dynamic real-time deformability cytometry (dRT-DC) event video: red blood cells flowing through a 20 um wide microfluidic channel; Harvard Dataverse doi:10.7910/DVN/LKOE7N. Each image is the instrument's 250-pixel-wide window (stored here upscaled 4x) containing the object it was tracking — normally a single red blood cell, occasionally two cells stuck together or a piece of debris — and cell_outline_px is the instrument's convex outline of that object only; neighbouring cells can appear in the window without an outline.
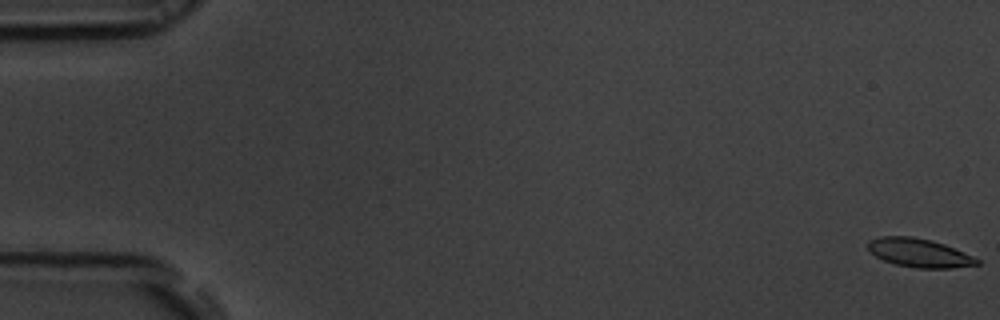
{"species": "common noctule bat (a hibernating species)", "species_latin": "Nyctalus noctula", "temperature_condition": "room temperature", "stored_images_in_passage": 57, "camera_frame_rate_fps": 3000, "um_per_image_px": 0.085, "animal": {"sex": "male", "body_mass_g": 19.5, "forearm_length_mm": 54.6}, "frame": {"image": 1, "passage_image": 1, "time_ms": 0.0, "image_size_px": [1000, 320], "cell_outline_px": [[980, 264], [952, 268], [916, 268], [896, 264], [884, 260], [876, 256], [868, 248], [868, 240], [880, 236], [912, 236], [932, 240], [944, 244], [972, 256], [980, 260]], "centroid_in_image_um": [78.13, 21.48], "position_along_channel_um": 6.9, "area_um2": 18.09}}
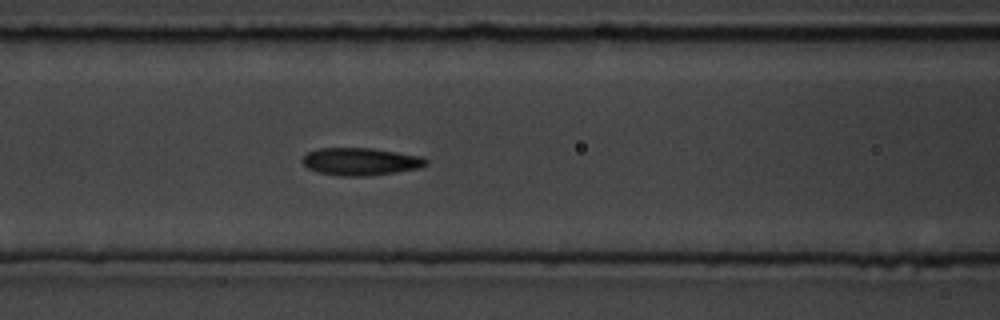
{"frame": {"image": 2, "passage_image": 24, "time_ms": 7.667, "image_size_px": [1000, 320], "cell_outline_px": [[428, 164], [420, 168], [396, 172], [368, 176], [340, 176], [316, 172], [308, 168], [300, 160], [308, 152], [320, 148], [372, 148], [420, 156], [428, 160]], "centroid_in_image_um": [30.64, 13.74], "position_along_channel_um": 136.0, "area_um2": 19.88}}
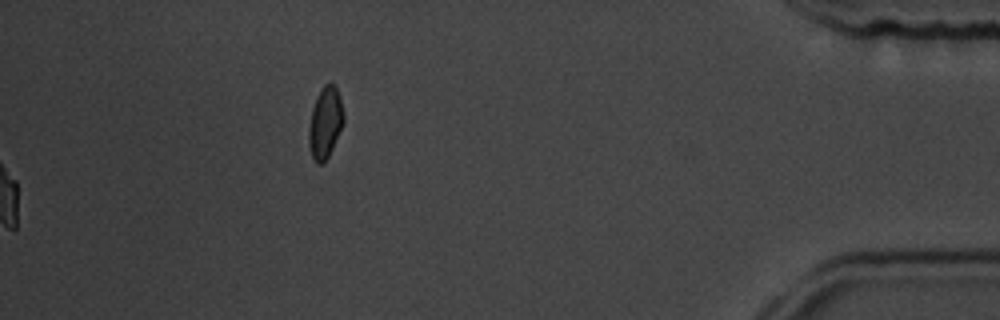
{"frame": {"image": 3, "passage_image": 57, "time_ms": 18.667, "image_size_px": [1000, 320], "cell_outline_px": [[344, 124], [328, 156], [320, 164], [316, 164], [312, 156], [308, 144], [308, 128], [312, 108], [316, 96], [320, 88], [324, 84], [336, 84], [340, 96], [344, 112]], "centroid_in_image_um": [27.64, 10.38], "position_along_channel_um": 407.6, "area_um2": 14.74}, "authors_computed_cell_mechanics": {"area_um2": 19.4208, "velocity_mm_per_s": 3.702, "shape_relaxation_time_tau1_ms": 5.518, "shape_relaxation_time_tau2_ms": 1.9076, "deformation_change_tau1": 0.1376, "deformation_change_tau2": 0.0873}}